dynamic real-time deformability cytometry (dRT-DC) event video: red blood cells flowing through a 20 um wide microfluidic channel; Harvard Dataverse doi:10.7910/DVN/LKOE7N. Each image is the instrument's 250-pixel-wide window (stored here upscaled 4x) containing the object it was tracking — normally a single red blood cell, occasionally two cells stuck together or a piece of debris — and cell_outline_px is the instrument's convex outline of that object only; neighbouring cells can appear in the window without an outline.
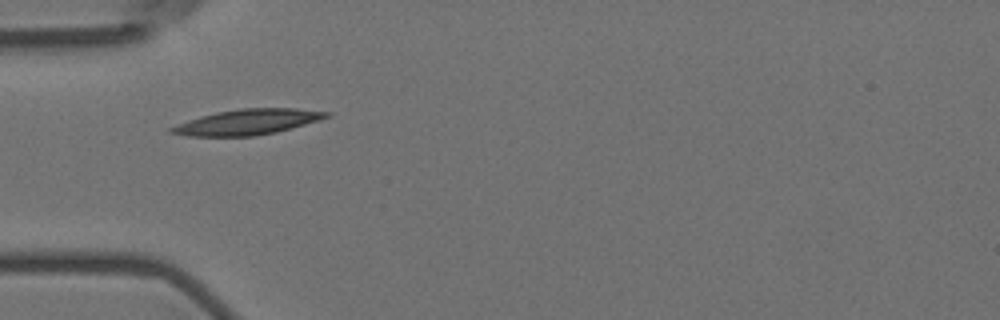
{"species": "Egyptian fruit bat (a non-hibernating species)", "species_latin": "Rousettus aegyptiacus", "temperature_condition": "room temperature", "stored_images_in_passage": 14, "camera_frame_rate_fps": 3000, "um_per_image_px": 0.085, "animal": {"sex": "female"}, "frame": {"image": 1, "passage_image": 1, "time_ms": 0.0, "image_size_px": [1000, 320], "cell_outline_px": [[332, 116], [276, 132], [256, 136], [188, 136], [168, 132], [168, 128], [188, 120], [200, 116], [216, 112], [240, 108], [296, 108], [332, 112]], "centroid_in_image_um": [21.04, 10.36], "position_along_channel_um": 64.0, "area_um2": 23.0}}
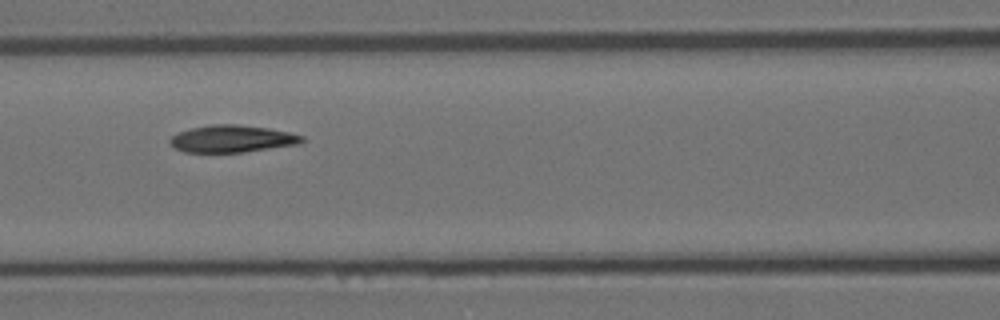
{"frame": {"image": 2, "passage_image": 8, "time_ms": 2.333, "image_size_px": [1000, 320], "cell_outline_px": [[304, 140], [300, 144], [244, 152], [184, 152], [176, 148], [168, 140], [172, 136], [180, 132], [192, 128], [212, 124], [236, 124], [268, 128], [288, 132], [304, 136]], "centroid_in_image_um": [19.76, 11.8], "position_along_channel_um": 146.8, "area_um2": 20.75}}
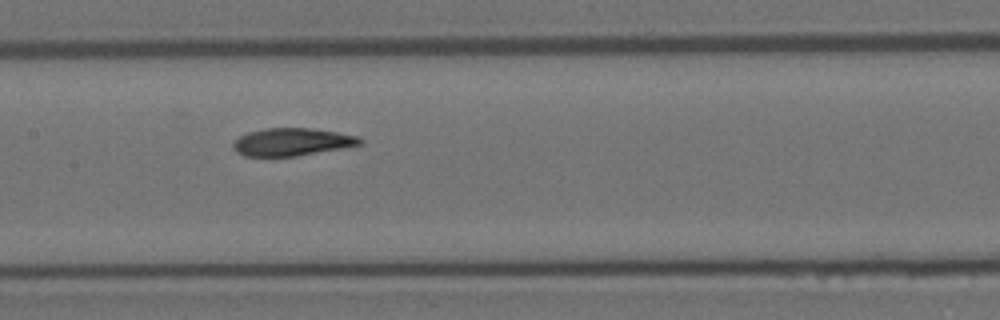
{"frame": {"image": 3, "passage_image": 11, "time_ms": 3.333, "image_size_px": [1000, 320], "cell_outline_px": [[364, 144], [344, 148], [296, 156], [244, 156], [236, 152], [232, 148], [232, 144], [240, 136], [248, 132], [264, 128], [308, 128], [336, 132], [356, 136], [364, 140]], "centroid_in_image_um": [24.82, 12.07], "position_along_channel_um": 182.6, "area_um2": 20.46}}